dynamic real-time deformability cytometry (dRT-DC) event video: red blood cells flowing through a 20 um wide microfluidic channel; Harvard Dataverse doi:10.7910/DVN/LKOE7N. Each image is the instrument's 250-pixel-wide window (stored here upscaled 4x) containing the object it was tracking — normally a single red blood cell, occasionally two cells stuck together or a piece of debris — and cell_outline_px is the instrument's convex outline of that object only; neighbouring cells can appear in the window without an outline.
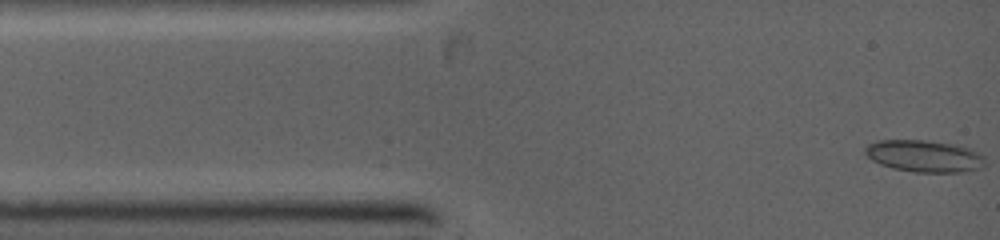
{"species": "common noctule bat (a hibernating species)", "species_latin": "Nyctalus noctula", "temperature_condition": "warm", "stored_images_in_passage": 31, "camera_frame_rate_fps": 5000, "um_per_image_px": 0.085, "animal": {"sex": "female", "body_mass_g": 19.0, "forearm_length_mm": 53.3}, "frame": {"image": 1, "passage_image": 1, "time_ms": 0.0, "image_size_px": [1000, 240], "cell_outline_px": [[984, 164], [980, 168], [964, 172], [912, 172], [892, 168], [880, 164], [872, 160], [864, 152], [864, 148], [868, 144], [876, 140], [928, 140], [952, 144], [968, 148], [984, 156]], "centroid_in_image_um": [78.52, 13.27], "position_along_channel_um": 6.5, "area_um2": 22.31}}
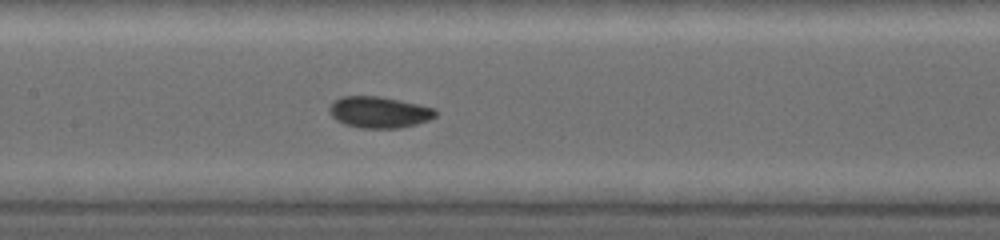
{"frame": {"image": 2, "passage_image": 12, "time_ms": 5.0, "image_size_px": [1000, 240], "cell_outline_px": [[436, 116], [428, 120], [416, 124], [400, 128], [360, 128], [344, 124], [336, 120], [328, 112], [328, 108], [340, 96], [380, 96], [400, 100], [436, 108]], "centroid_in_image_um": [32.22, 9.54], "position_along_channel_um": 175.2, "area_um2": 19.48}}
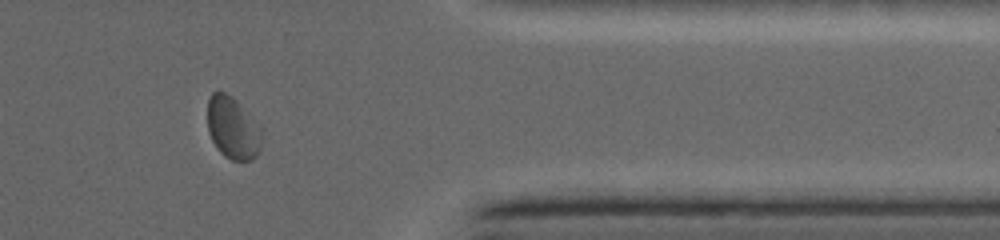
{"frame": {"image": 3, "passage_image": 23, "time_ms": 10.0, "image_size_px": [1000, 240], "cell_outline_px": [[264, 132], [260, 148], [256, 156], [252, 160], [232, 160], [224, 156], [216, 148], [208, 132], [208, 100], [212, 92], [224, 92], [232, 96], [264, 128]], "centroid_in_image_um": [19.82, 10.89], "position_along_channel_um": 391.6, "area_um2": 20.06}}